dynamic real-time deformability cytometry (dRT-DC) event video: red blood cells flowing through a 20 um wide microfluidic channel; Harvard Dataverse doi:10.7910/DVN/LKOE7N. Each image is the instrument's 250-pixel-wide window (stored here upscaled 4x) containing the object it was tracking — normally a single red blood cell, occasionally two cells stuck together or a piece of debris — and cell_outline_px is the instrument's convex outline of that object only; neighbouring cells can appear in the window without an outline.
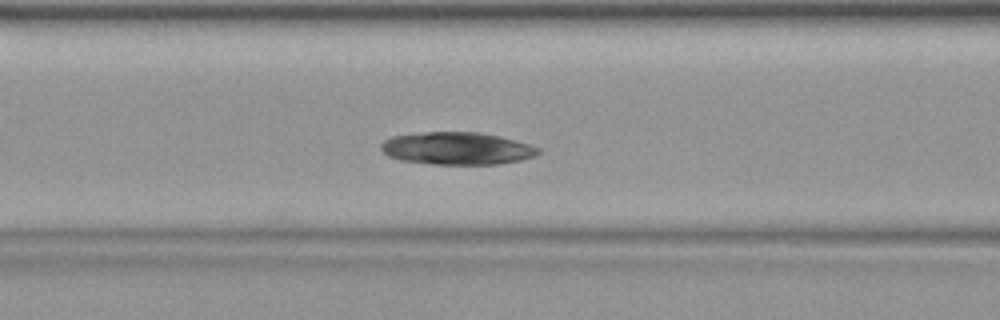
{"species": "common noctule bat (a hibernating species)", "species_latin": "Nyctalus noctula", "temperature_condition": "warm", "stored_images_in_passage": 34, "camera_frame_rate_fps": 3000, "um_per_image_px": 0.085, "animal": {"sex": "female", "body_mass_g": 19.9}, "frame": {"image": 1, "passage_image": 15, "time_ms": 4.667, "image_size_px": [1000, 320], "cell_outline_px": [[540, 152], [536, 156], [520, 160], [500, 164], [432, 164], [400, 160], [388, 156], [380, 148], [380, 144], [384, 140], [392, 136], [424, 132], [480, 132], [500, 136], [528, 144], [540, 148]], "centroid_in_image_um": [38.84, 12.61], "position_along_channel_um": 127.8, "area_um2": 29.82}}